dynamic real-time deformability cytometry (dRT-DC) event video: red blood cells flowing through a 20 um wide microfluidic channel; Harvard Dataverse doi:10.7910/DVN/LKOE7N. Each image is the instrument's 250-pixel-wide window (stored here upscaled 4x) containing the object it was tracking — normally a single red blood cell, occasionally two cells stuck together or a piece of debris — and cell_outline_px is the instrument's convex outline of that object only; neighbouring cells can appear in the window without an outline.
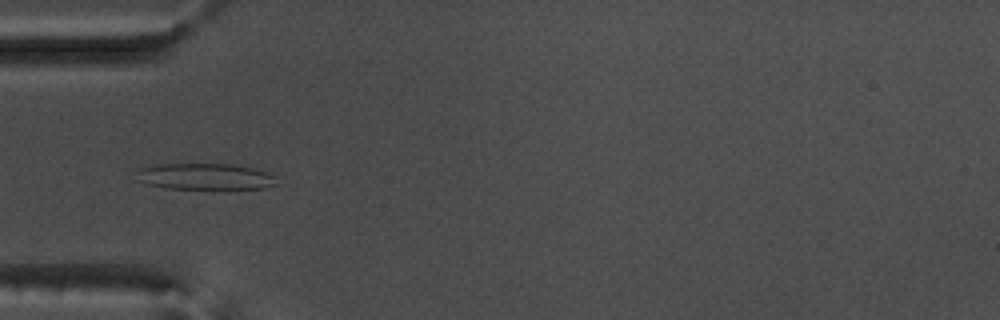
{"species": "common noctule bat (a hibernating species)", "species_latin": "Nyctalus noctula", "temperature_condition": "warm", "stored_images_in_passage": 54, "camera_frame_rate_fps": 3000, "um_per_image_px": 0.085, "animal": {"sex": "male", "body_mass_g": 17.5, "forearm_length_mm": 52.3}, "frame": {"image": 1, "passage_image": 17, "time_ms": 5.333, "image_size_px": [1000, 320], "cell_outline_px": [[276, 184], [264, 188], [164, 188], [148, 184], [136, 180], [140, 168], [152, 164], [232, 164], [252, 168], [268, 172], [276, 176]], "centroid_in_image_um": [17.42, 14.99], "position_along_channel_um": 67.6, "area_um2": 21.33}}
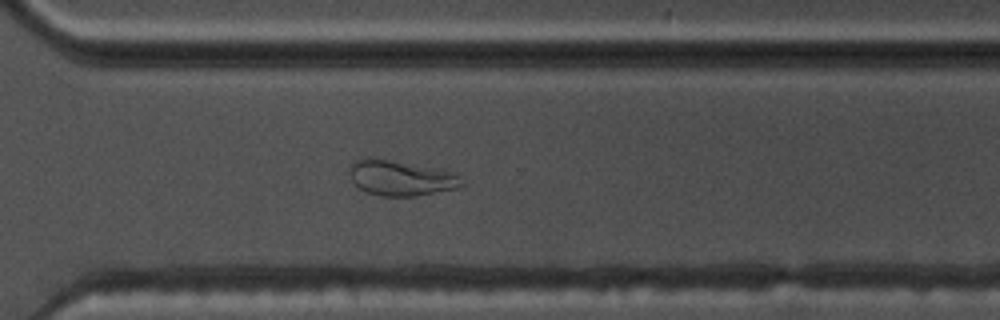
{"frame": {"image": 2, "passage_image": 39, "time_ms": 12.667, "image_size_px": [1000, 320], "cell_outline_px": [[464, 184], [460, 188], [416, 196], [380, 196], [364, 192], [352, 180], [348, 172], [352, 164], [356, 160], [368, 156], [436, 168], [456, 172], [460, 176]], "centroid_in_image_um": [34.09, 15.13], "position_along_channel_um": 336.5, "area_um2": 23.41}}
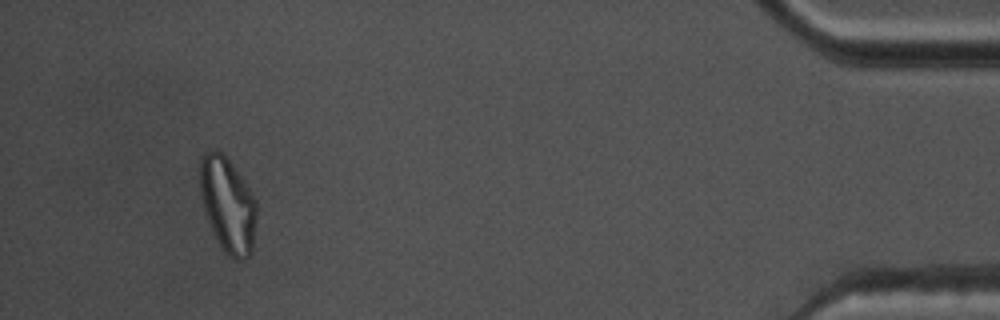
{"frame": {"image": 3, "passage_image": 51, "time_ms": 16.667, "image_size_px": [1000, 320], "cell_outline_px": [[256, 220], [252, 252], [244, 260], [232, 260], [228, 256], [220, 244], [208, 220], [204, 208], [200, 192], [200, 156], [204, 152], [216, 148], [228, 160], [244, 180], [256, 200]], "centroid_in_image_um": [19.37, 17.4], "position_along_channel_um": 415.8, "area_um2": 31.21}, "authors_computed_cell_mechanics": {"area_um2": 24.8251, "velocity_mm_per_s": 3.6754, "shape_relaxation_time_tau1_ms": null, "shape_relaxation_time_tau2_ms": 1.8478, "deformation_change_tau1": null, "deformation_change_tau2": 0.0872}}